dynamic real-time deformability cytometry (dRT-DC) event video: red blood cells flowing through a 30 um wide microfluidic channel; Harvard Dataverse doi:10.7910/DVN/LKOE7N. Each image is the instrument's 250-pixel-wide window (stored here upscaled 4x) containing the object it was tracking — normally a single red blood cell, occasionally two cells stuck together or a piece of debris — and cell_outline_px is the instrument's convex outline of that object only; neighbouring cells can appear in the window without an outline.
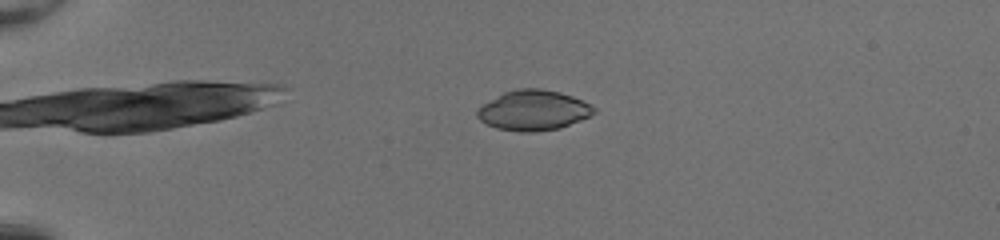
{"species": "common noctule bat (a hibernating species)", "species_latin": "Nyctalus noctula", "temperature_condition": "room temperature", "stored_images_in_passage": 53, "camera_frame_rate_fps": 3000, "um_per_image_px": 0.085, "animal": {"sex": "female", "body_mass_g": 20.0, "forearm_length_mm": 54.0}, "frame": {"image": 1, "passage_image": 15, "time_ms": 4.667, "image_size_px": [1000, 240], "cell_outline_px": [[596, 112], [580, 120], [560, 128], [536, 132], [520, 132], [496, 128], [480, 120], [476, 116], [476, 108], [504, 92], [516, 88], [540, 88], [560, 92], [572, 96], [596, 108]], "centroid_in_image_um": [45.31, 9.38], "position_along_channel_um": 39.7, "area_um2": 27.28}}
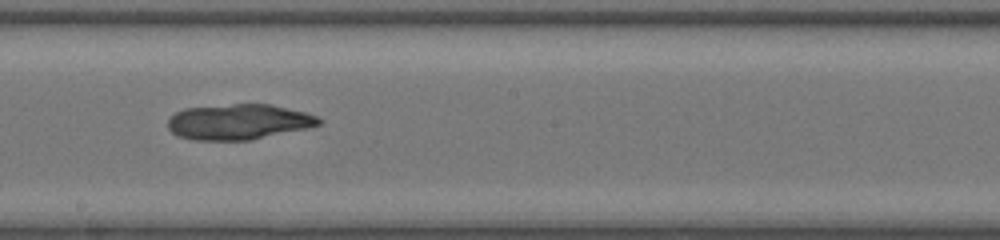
{"frame": {"image": 2, "passage_image": 33, "time_ms": 10.667, "image_size_px": [1000, 240], "cell_outline_px": [[324, 120], [320, 124], [308, 128], [252, 140], [192, 140], [176, 136], [168, 128], [168, 120], [176, 112], [184, 108], [232, 104], [272, 104], [304, 112], [316, 116]], "centroid_in_image_um": [20.28, 10.36], "position_along_channel_um": 227.9, "area_um2": 31.39}}
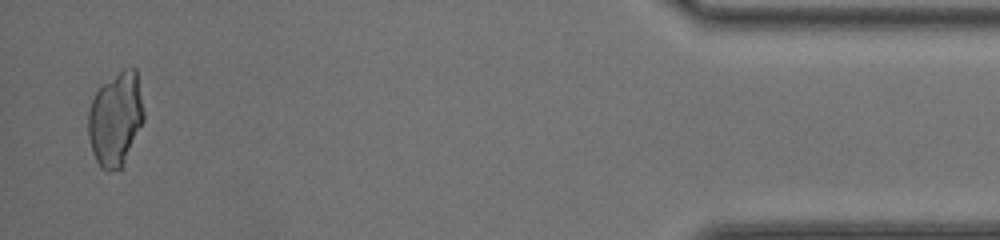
{"frame": {"image": 3, "passage_image": 52, "time_ms": 17.0, "image_size_px": [1000, 240], "cell_outline_px": [[144, 120], [120, 168], [108, 172], [100, 168], [92, 152], [88, 136], [88, 112], [92, 100], [96, 92], [104, 84], [124, 68], [136, 68], [144, 112]], "centroid_in_image_um": [9.81, 10.12], "position_along_channel_um": 425.4, "area_um2": 29.94}}